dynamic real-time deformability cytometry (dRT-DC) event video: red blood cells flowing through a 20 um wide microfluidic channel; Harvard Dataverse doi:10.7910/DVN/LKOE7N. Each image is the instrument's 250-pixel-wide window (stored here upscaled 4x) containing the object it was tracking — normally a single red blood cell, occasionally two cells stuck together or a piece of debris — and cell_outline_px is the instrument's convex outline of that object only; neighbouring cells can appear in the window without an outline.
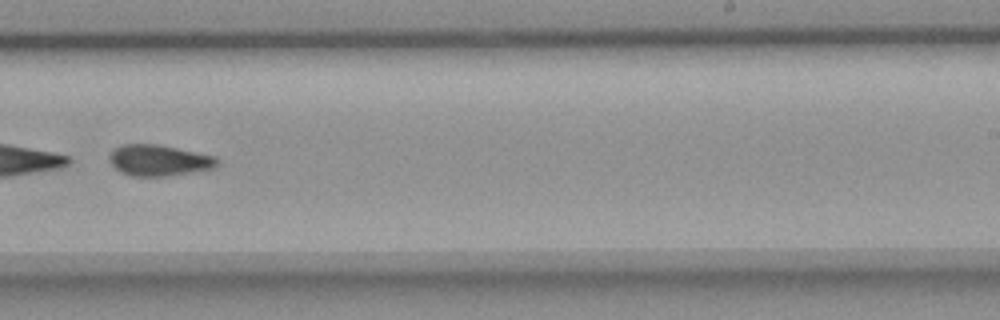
{"species": "common noctule bat (a hibernating species)", "species_latin": "Nyctalus noctula", "temperature_condition": "room temperature", "stored_images_in_passage": 46, "camera_frame_rate_fps": 3000, "um_per_image_px": 0.085, "animal": {"sex": "female", "body_mass_g": 18.4}, "frame": {"image": 1, "passage_image": 33, "time_ms": 10.667, "image_size_px": [1000, 320], "cell_outline_px": [[220, 164], [216, 168], [164, 176], [132, 176], [120, 172], [112, 164], [108, 156], [120, 144], [156, 144], [216, 156], [220, 160]], "centroid_in_image_um": [13.54, 13.63], "position_along_channel_um": 275.5, "area_um2": 19.48}, "authors_computed_cell_mechanics": {"area_um2": 20.0855, "velocity_mm_per_s": 3.6834, "shape_relaxation_time_tau1_ms": 0.4658, "shape_relaxation_time_tau2_ms": 5.7927, "deformation_change_tau1": 0.252, "deformation_change_tau2": 0.128}}